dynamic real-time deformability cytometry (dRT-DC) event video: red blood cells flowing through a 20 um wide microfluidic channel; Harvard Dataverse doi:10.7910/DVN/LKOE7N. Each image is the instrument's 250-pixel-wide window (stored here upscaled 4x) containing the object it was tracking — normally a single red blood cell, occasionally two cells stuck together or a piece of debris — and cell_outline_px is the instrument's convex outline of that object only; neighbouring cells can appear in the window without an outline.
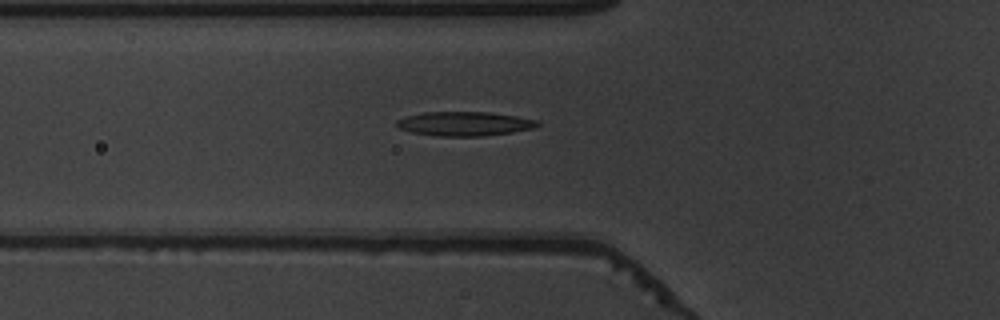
{"species": "common noctule bat (a hibernating species)", "species_latin": "Nyctalus noctula", "temperature_condition": "warm", "stored_images_in_passage": 39, "camera_frame_rate_fps": 3000, "um_per_image_px": 0.085, "animal": {"sex": "male", "body_mass_g": 19.5, "forearm_length_mm": 54.6}, "frame": {"image": 1, "passage_image": 5, "time_ms": 1.333, "image_size_px": [1000, 320], "cell_outline_px": [[540, 124], [536, 128], [512, 132], [484, 136], [436, 136], [412, 132], [400, 128], [396, 124], [396, 120], [404, 116], [424, 112], [488, 112], [516, 116], [540, 120]], "centroid_in_image_um": [39.51, 10.51], "position_along_channel_um": 86.3, "area_um2": 20.0}}
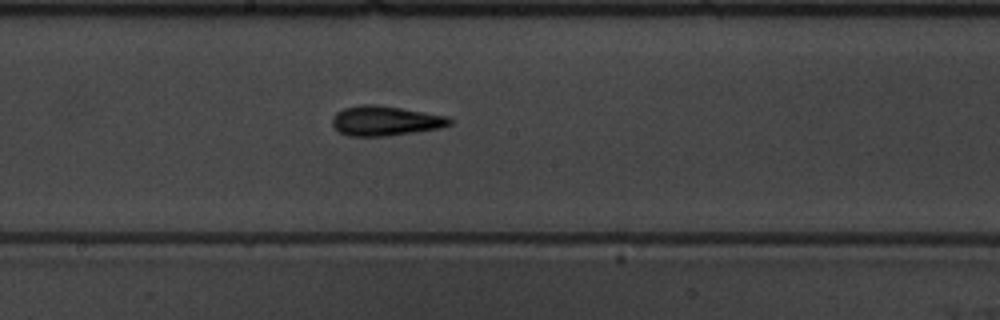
{"frame": {"image": 2, "passage_image": 15, "time_ms": 4.667, "image_size_px": [1000, 320], "cell_outline_px": [[452, 124], [440, 128], [388, 136], [348, 136], [340, 132], [332, 124], [332, 116], [336, 112], [344, 108], [360, 104], [376, 104], [448, 116], [452, 120]], "centroid_in_image_um": [32.74, 10.26], "position_along_channel_um": 215.5, "area_um2": 20.4}}
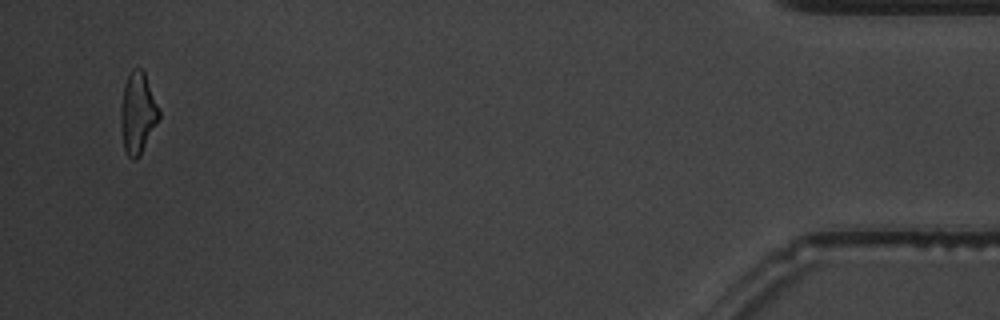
{"frame": {"image": 3, "passage_image": 37, "time_ms": 12.0, "image_size_px": [1000, 320], "cell_outline_px": [[160, 120], [140, 156], [136, 160], [132, 160], [128, 156], [124, 148], [120, 128], [120, 112], [124, 84], [132, 68], [140, 68], [144, 72], [160, 112]], "centroid_in_image_um": [11.7, 9.66], "position_along_channel_um": 423.5, "area_um2": 18.26}, "authors_computed_cell_mechanics": {"area_um2": 19.363, "velocity_mm_per_s": 3.8539, "shape_relaxation_time_tau1_ms": 4.3589, "shape_relaxation_time_tau2_ms": 2.7983, "deformation_change_tau1": 0.1692, "deformation_change_tau2": 0.1298}}